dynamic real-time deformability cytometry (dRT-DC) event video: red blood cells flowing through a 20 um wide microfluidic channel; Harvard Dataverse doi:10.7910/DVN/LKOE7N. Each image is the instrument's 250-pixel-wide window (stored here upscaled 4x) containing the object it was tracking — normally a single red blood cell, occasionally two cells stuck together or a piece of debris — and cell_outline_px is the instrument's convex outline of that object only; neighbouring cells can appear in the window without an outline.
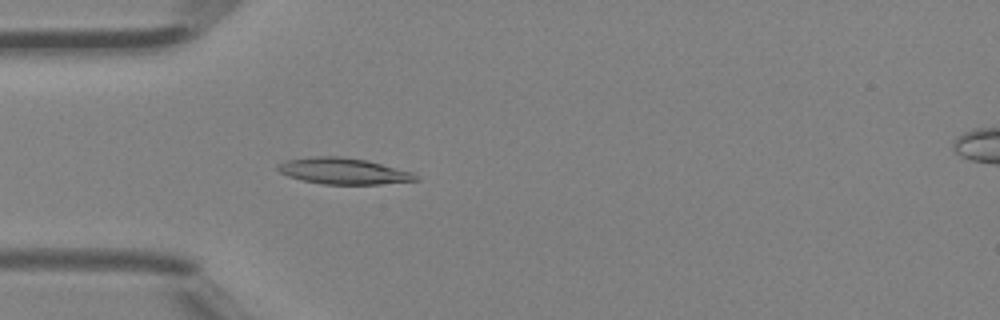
{"species": "Egyptian fruit bat (a non-hibernating species)", "species_latin": "Rousettus aegyptiacus", "temperature_condition": "room temperature", "stored_images_in_passage": 42, "camera_frame_rate_fps": 3000, "um_per_image_px": 0.085, "animal": {"sex": "female"}, "frame": {"image": 1, "passage_image": 10, "time_ms": 3.0, "image_size_px": [1000, 320], "cell_outline_px": [[420, 180], [380, 184], [324, 184], [304, 180], [288, 176], [280, 172], [276, 168], [276, 164], [284, 160], [312, 156], [340, 156], [368, 160], [412, 172], [420, 176]], "centroid_in_image_um": [29.19, 14.53], "position_along_channel_um": 55.8, "area_um2": 21.21}}
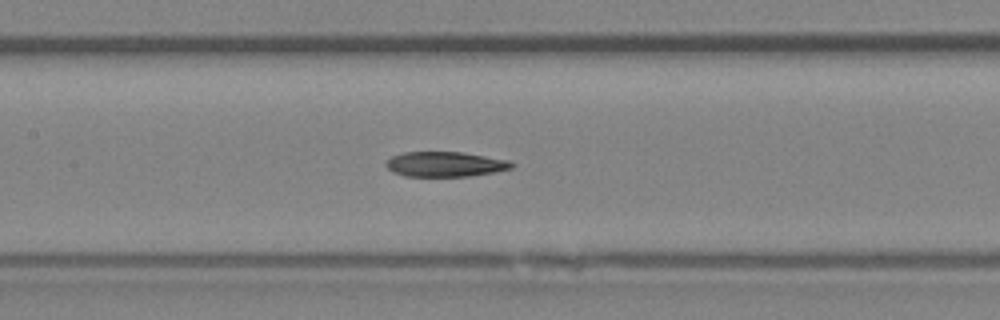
{"frame": {"image": 2, "passage_image": 18, "time_ms": 5.667, "image_size_px": [1000, 320], "cell_outline_px": [[516, 164], [512, 168], [492, 172], [468, 176], [404, 176], [392, 172], [384, 164], [392, 156], [404, 152], [460, 152], [508, 160]], "centroid_in_image_um": [37.81, 13.96], "position_along_channel_um": 169.6, "area_um2": 18.15}}
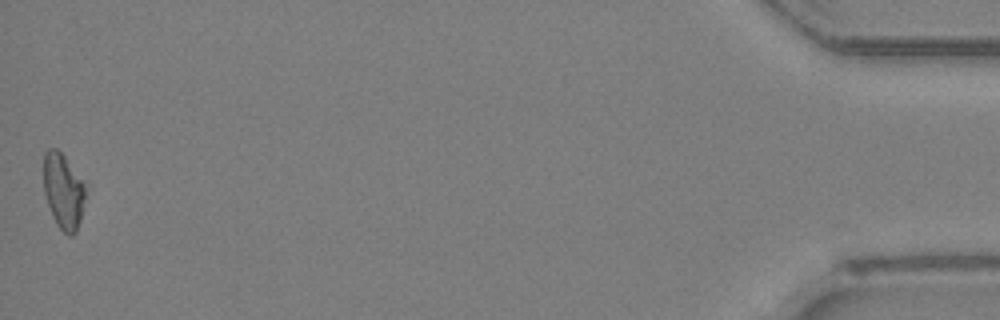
{"frame": {"image": 3, "passage_image": 42, "time_ms": 13.667, "image_size_px": [1000, 320], "cell_outline_px": [[88, 184], [80, 220], [76, 232], [72, 236], [68, 236], [56, 224], [52, 216], [44, 192], [44, 152], [48, 148], [56, 148], [88, 180]], "centroid_in_image_um": [5.44, 16.21], "position_along_channel_um": 429.8, "area_um2": 19.07}, "authors_computed_cell_mechanics": {"area_um2": 19.3052, "velocity_mm_per_s": 4.4984, "shape_relaxation_time_tau1_ms": null, "shape_relaxation_time_tau2_ms": 3.5119, "deformation_change_tau1": null, "deformation_change_tau2": 0.0953}}